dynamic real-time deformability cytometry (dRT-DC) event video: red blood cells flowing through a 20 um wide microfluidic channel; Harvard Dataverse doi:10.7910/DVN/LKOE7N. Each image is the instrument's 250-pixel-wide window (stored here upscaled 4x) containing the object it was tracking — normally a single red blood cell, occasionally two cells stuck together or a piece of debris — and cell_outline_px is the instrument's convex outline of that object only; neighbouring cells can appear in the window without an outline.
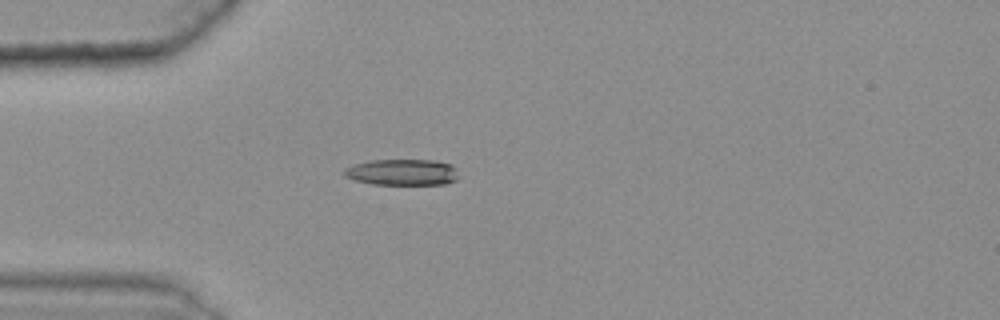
{"species": "common noctule bat (a hibernating species)", "species_latin": "Nyctalus noctula", "temperature_condition": "warm", "stored_images_in_passage": 29, "camera_frame_rate_fps": 3000, "um_per_image_px": 0.085, "animal": {"sex": "female", "body_mass_g": 25.1}, "frame": {"image": 1, "passage_image": 1, "time_ms": 0.0, "image_size_px": [1000, 320], "cell_outline_px": [[456, 180], [444, 184], [372, 184], [356, 180], [344, 176], [344, 168], [356, 164], [372, 160], [432, 160], [452, 164], [456, 168]], "centroid_in_image_um": [34.19, 14.63], "position_along_channel_um": 50.8, "area_um2": 17.28}}
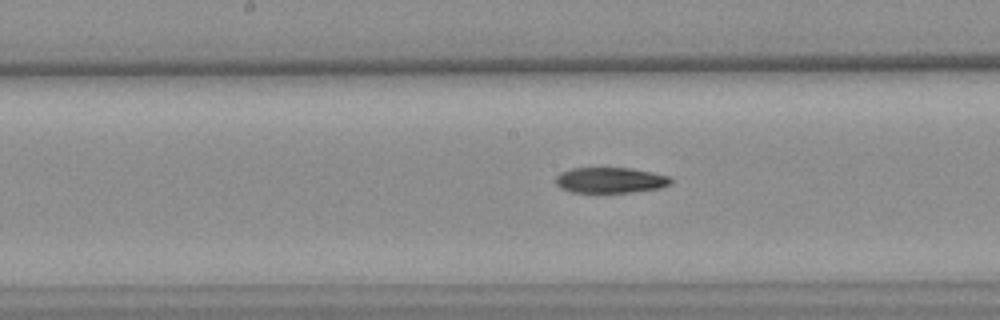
{"frame": {"image": 2, "passage_image": 14, "time_ms": 4.333, "image_size_px": [1000, 320], "cell_outline_px": [[672, 180], [668, 184], [660, 188], [632, 192], [572, 192], [560, 188], [556, 184], [556, 176], [560, 172], [572, 168], [632, 168], [652, 172], [668, 176]], "centroid_in_image_um": [51.84, 15.31], "position_along_channel_um": 196.4, "area_um2": 17.11}}
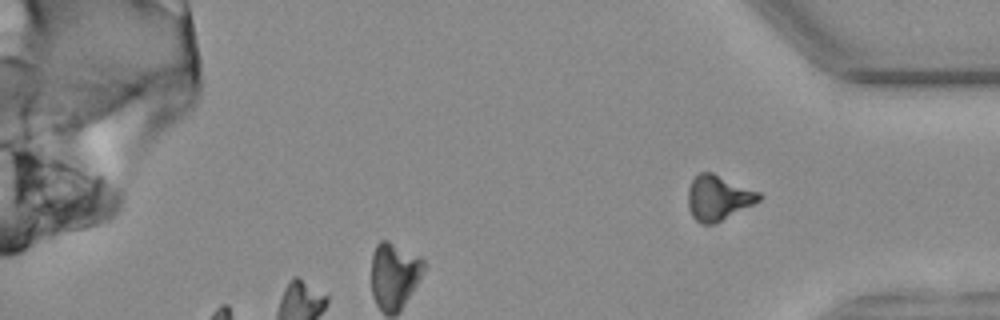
{"frame": {"image": 3, "passage_image": 29, "time_ms": 9.333, "image_size_px": [1000, 320], "cell_outline_px": [[764, 196], [760, 200], [716, 224], [700, 224], [692, 216], [688, 208], [688, 188], [692, 180], [700, 172], [712, 172], [760, 192]], "centroid_in_image_um": [61.04, 16.82], "position_along_channel_um": 374.2, "area_um2": 18.73}, "authors_computed_cell_mechanics": {"area_um2": 18.4382, "velocity_mm_per_s": 3.6173, "shape_relaxation_time_tau1_ms": 10.7238, "shape_relaxation_time_tau2_ms": null, "deformation_change_tau1": 0.2079, "deformation_change_tau2": null}}